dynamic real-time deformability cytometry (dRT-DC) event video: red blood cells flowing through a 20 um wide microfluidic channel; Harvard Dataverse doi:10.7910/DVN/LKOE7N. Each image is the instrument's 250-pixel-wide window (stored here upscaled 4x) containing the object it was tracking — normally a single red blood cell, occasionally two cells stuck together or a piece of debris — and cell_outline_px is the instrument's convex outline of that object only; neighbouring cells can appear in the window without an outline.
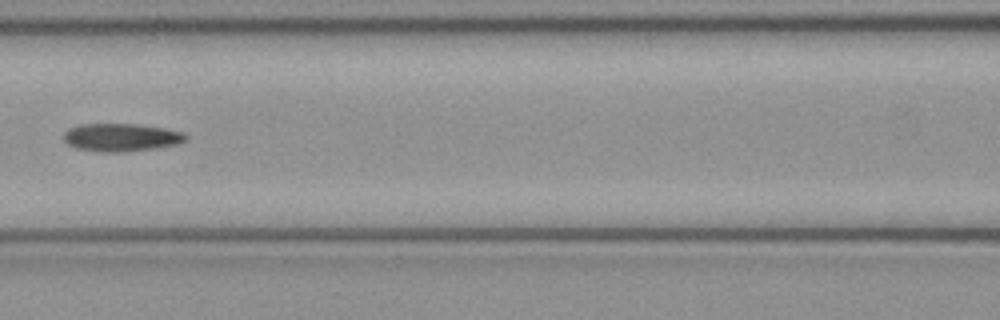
{"species": "common noctule bat (a hibernating species)", "species_latin": "Nyctalus noctula", "temperature_condition": "cold", "stored_images_in_passage": 5, "camera_frame_rate_fps": 3000, "um_per_image_px": 0.085, "animal": {"sex": "female", "body_mass_g": 21.9}, "frame": {"image": 1, "passage_image": 5, "time_ms": 1.333, "image_size_px": [1000, 320], "cell_outline_px": [[188, 140], [176, 144], [152, 148], [124, 152], [100, 152], [76, 148], [68, 144], [64, 140], [64, 132], [68, 128], [80, 124], [136, 124], [164, 128], [184, 132], [188, 136]], "centroid_in_image_um": [10.29, 11.67], "position_along_channel_um": 156.3, "area_um2": 19.88}}